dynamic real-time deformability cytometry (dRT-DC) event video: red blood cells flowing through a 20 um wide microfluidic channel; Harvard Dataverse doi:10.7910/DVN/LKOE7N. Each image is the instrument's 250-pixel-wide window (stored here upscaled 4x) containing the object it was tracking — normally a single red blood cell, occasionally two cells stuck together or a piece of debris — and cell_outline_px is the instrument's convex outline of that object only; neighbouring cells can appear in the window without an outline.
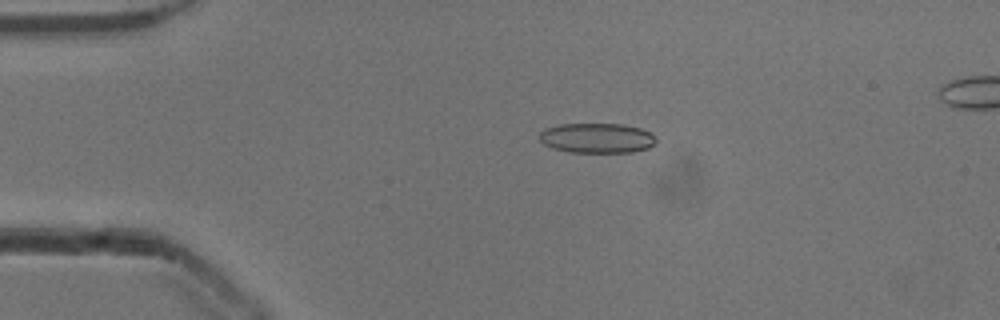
{"species": "common noctule bat (a hibernating species)", "species_latin": "Nyctalus noctula", "temperature_condition": "cold", "stored_images_in_passage": 53, "camera_frame_rate_fps": 3000, "um_per_image_px": 0.085, "animal": {"sex": "male", "body_mass_g": 13.3}, "frame": {"image": 1, "passage_image": 11, "time_ms": 3.333, "image_size_px": [1000, 320], "cell_outline_px": [[656, 144], [648, 148], [632, 152], [568, 152], [552, 148], [544, 144], [540, 140], [540, 132], [544, 128], [560, 124], [624, 124], [640, 128], [656, 136]], "centroid_in_image_um": [50.74, 11.73], "position_along_channel_um": 34.3, "area_um2": 20.46}}
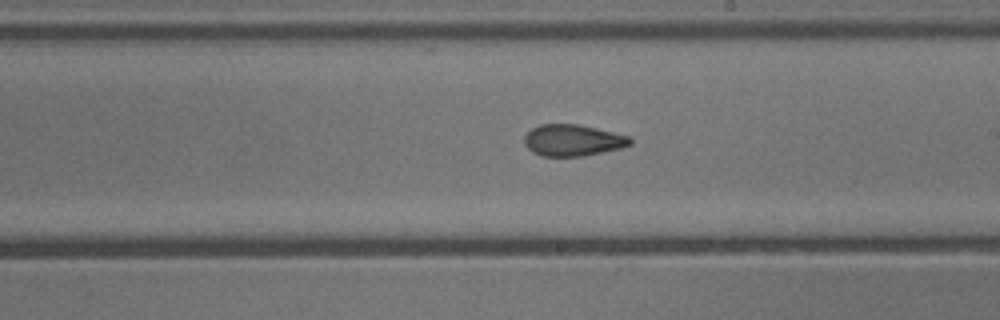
{"frame": {"image": 2, "passage_image": 30, "time_ms": 9.667, "image_size_px": [1000, 320], "cell_outline_px": [[632, 144], [620, 148], [584, 156], [540, 156], [532, 152], [524, 144], [524, 136], [532, 128], [540, 124], [576, 124], [596, 128], [628, 136], [632, 140]], "centroid_in_image_um": [48.65, 11.93], "position_along_channel_um": 240.3, "area_um2": 19.36}}
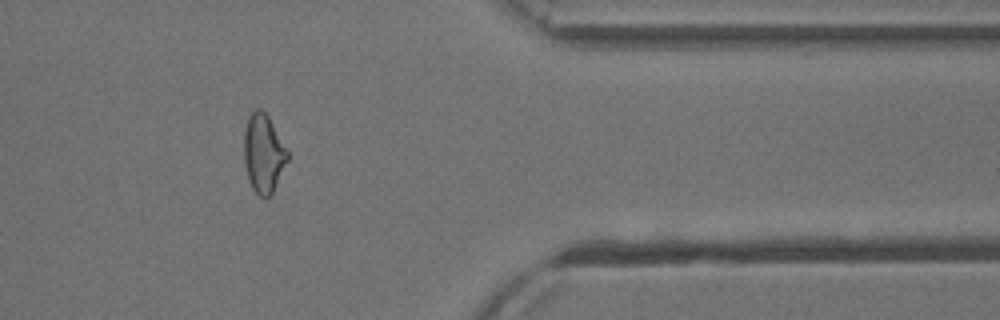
{"frame": {"image": 3, "passage_image": 43, "time_ms": 14.0, "image_size_px": [1000, 320], "cell_outline_px": [[288, 160], [272, 196], [268, 200], [264, 200], [252, 188], [248, 180], [244, 164], [244, 132], [248, 116], [256, 108], [260, 108], [268, 116], [288, 152]], "centroid_in_image_um": [22.39, 13.1], "position_along_channel_um": 389.0, "area_um2": 20.17}}